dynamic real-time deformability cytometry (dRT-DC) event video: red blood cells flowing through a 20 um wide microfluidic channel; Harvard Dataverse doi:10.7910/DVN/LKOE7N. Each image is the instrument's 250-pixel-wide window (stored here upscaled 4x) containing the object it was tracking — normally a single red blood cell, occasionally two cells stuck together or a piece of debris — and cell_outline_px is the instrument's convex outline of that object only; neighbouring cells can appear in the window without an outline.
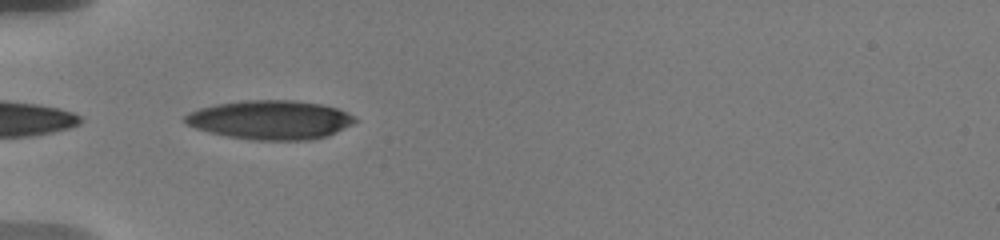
{"species": "human", "species_latin": "Homo sapiens", "temperature_condition": "warm", "stored_images_in_passage": 19, "camera_frame_rate_fps": 3000, "um_per_image_px": 0.085, "donor": {"sex": "male"}, "frame": {"image": 1, "passage_image": 2, "time_ms": 0.333, "image_size_px": [1000, 240], "cell_outline_px": [[356, 120], [352, 124], [328, 136], [308, 140], [252, 140], [228, 136], [208, 132], [184, 124], [184, 116], [188, 112], [200, 108], [216, 104], [244, 100], [296, 100], [324, 104], [348, 112]], "centroid_in_image_um": [22.96, 10.18], "position_along_channel_um": 62.0, "area_um2": 38.78}}
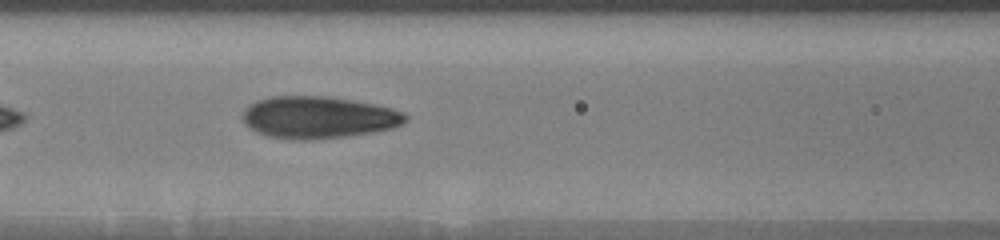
{"frame": {"image": 2, "passage_image": 9, "time_ms": 2.667, "image_size_px": [1000, 240], "cell_outline_px": [[408, 120], [392, 128], [372, 132], [344, 136], [312, 140], [300, 140], [268, 136], [256, 132], [244, 124], [244, 108], [248, 104], [256, 100], [272, 96], [328, 96], [372, 104], [392, 108], [404, 112], [408, 116]], "centroid_in_image_um": [27.04, 9.97], "position_along_channel_um": 139.6, "area_um2": 39.82}}
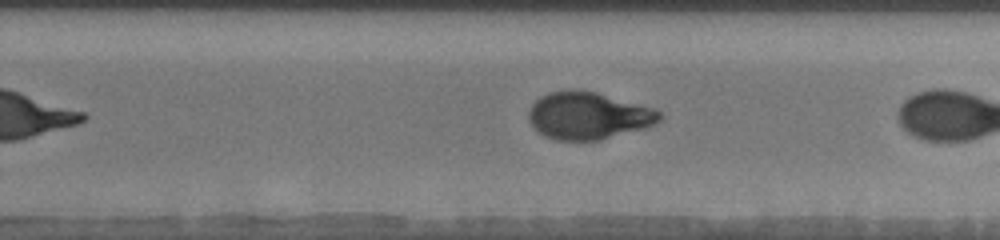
{"frame": {"image": 3, "passage_image": 18, "time_ms": 5.667, "image_size_px": [1000, 240], "cell_outline_px": [[660, 120], [644, 128], [600, 140], [556, 140], [544, 136], [536, 132], [532, 128], [528, 120], [528, 112], [532, 104], [540, 96], [548, 92], [572, 88], [580, 88], [596, 92], [652, 108], [660, 112]], "centroid_in_image_um": [49.91, 9.82], "position_along_channel_um": 279.9, "area_um2": 36.24}}